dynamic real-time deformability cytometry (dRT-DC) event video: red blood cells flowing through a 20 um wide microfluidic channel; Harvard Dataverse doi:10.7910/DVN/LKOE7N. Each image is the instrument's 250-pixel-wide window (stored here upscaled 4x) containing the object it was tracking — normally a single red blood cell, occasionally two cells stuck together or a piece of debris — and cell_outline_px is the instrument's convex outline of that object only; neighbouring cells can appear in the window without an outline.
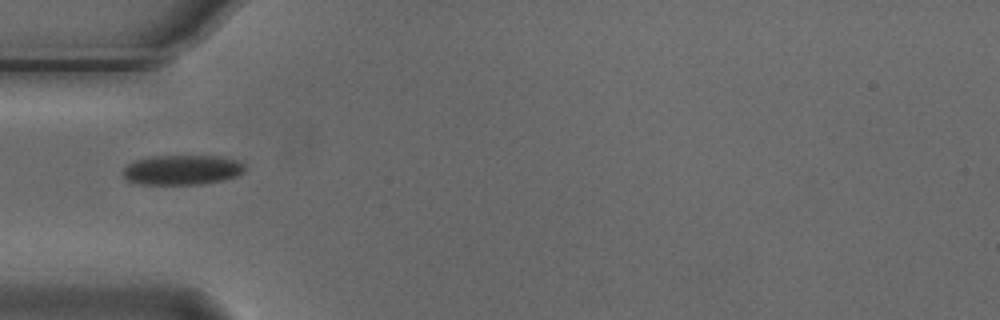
{"species": "Egyptian fruit bat (a non-hibernating species)", "species_latin": "Rousettus aegyptiacus", "temperature_condition": "cold", "stored_images_in_passage": 7, "camera_frame_rate_fps": 3000, "um_per_image_px": 0.085, "animal": {"sex": "male"}, "frame": {"image": 1, "passage_image": 4, "time_ms": 1.0, "image_size_px": [1000, 320], "cell_outline_px": [[248, 168], [244, 172], [236, 176], [224, 180], [200, 184], [140, 184], [128, 180], [124, 176], [124, 168], [128, 164], [136, 160], [152, 156], [224, 156], [236, 160], [244, 164]], "centroid_in_image_um": [15.54, 14.43], "position_along_channel_um": 69.5, "area_um2": 21.21}}
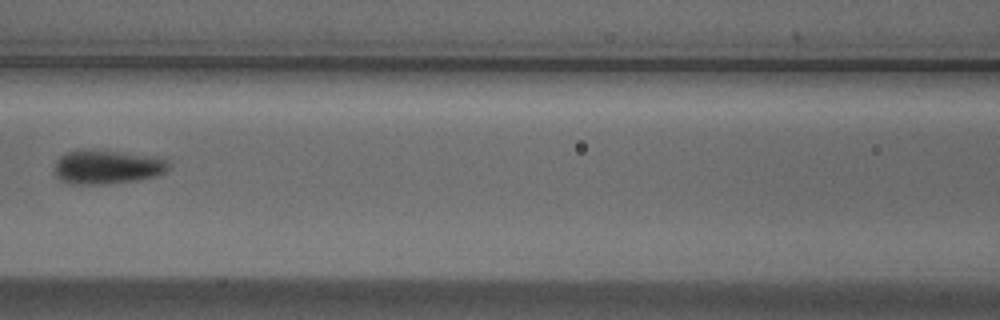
{"frame": {"image": 2, "passage_image": 6, "time_ms": 1.667, "image_size_px": [1000, 320], "cell_outline_px": [[168, 172], [156, 176], [140, 180], [104, 184], [68, 184], [60, 180], [52, 172], [56, 160], [60, 156], [68, 152], [80, 148], [88, 148], [168, 156]], "centroid_in_image_um": [9.15, 14.16], "position_along_channel_um": 157.5, "area_um2": 23.87}}
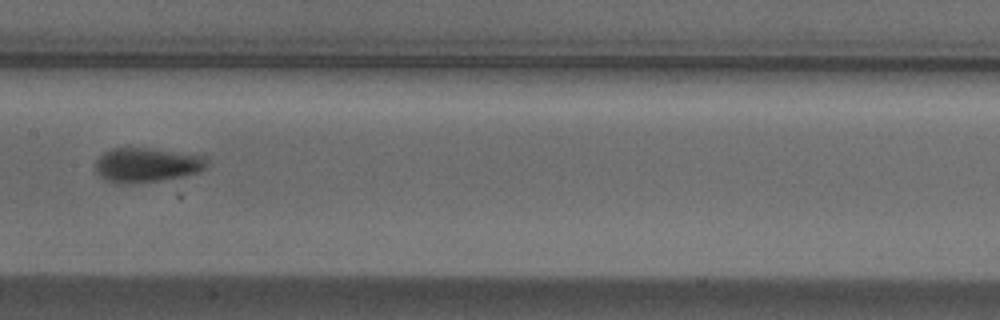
{"frame": {"image": 3, "passage_image": 7, "time_ms": 2.0, "image_size_px": [1000, 320], "cell_outline_px": [[208, 164], [200, 172], [184, 176], [160, 180], [120, 184], [104, 180], [96, 172], [96, 160], [104, 152], [112, 148], [128, 144], [204, 156], [208, 160]], "centroid_in_image_um": [12.44, 13.98], "position_along_channel_um": 195.0, "area_um2": 23.0}}